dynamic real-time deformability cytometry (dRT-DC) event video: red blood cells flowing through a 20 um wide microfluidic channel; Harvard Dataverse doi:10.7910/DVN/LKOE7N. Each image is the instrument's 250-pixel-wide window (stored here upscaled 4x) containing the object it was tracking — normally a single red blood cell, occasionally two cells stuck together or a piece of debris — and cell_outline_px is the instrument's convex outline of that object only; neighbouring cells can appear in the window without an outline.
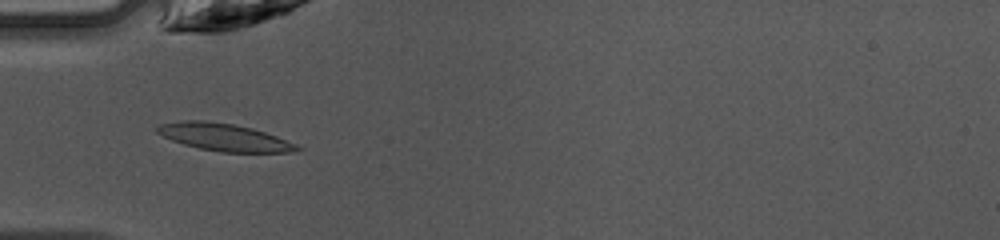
{"species": "common noctule bat (a hibernating species)", "species_latin": "Nyctalus noctula", "temperature_condition": "warm", "stored_images_in_passage": 36, "camera_frame_rate_fps": 3000, "um_per_image_px": 0.085, "animal": {"sex": "female", "body_mass_g": 10.0, "forearm_length_mm": 53.1}, "frame": {"image": 1, "passage_image": 9, "time_ms": 2.667, "image_size_px": [1000, 240], "cell_outline_px": [[304, 148], [296, 152], [220, 152], [200, 148], [184, 144], [172, 140], [156, 132], [156, 128], [160, 124], [180, 120], [204, 120], [232, 124], [252, 128], [276, 136], [296, 144]], "centroid_in_image_um": [19.07, 11.66], "position_along_channel_um": 65.9, "area_um2": 22.2}}
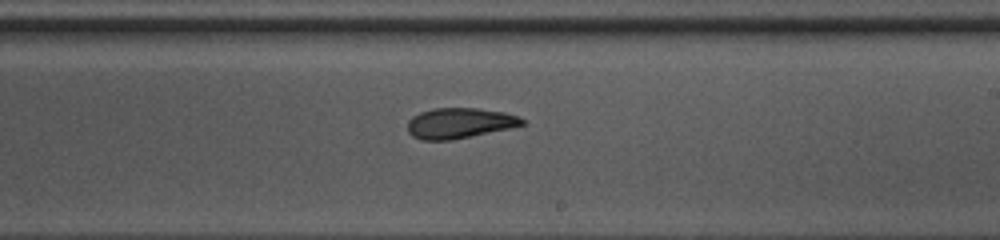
{"frame": {"image": 2, "passage_image": 22, "time_ms": 7.0, "image_size_px": [1000, 240], "cell_outline_px": [[528, 124], [452, 140], [420, 140], [412, 136], [408, 132], [408, 120], [412, 116], [420, 112], [432, 108], [476, 108], [504, 112], [516, 116], [524, 120]], "centroid_in_image_um": [39.03, 10.46], "position_along_channel_um": 250.0, "area_um2": 20.35}}
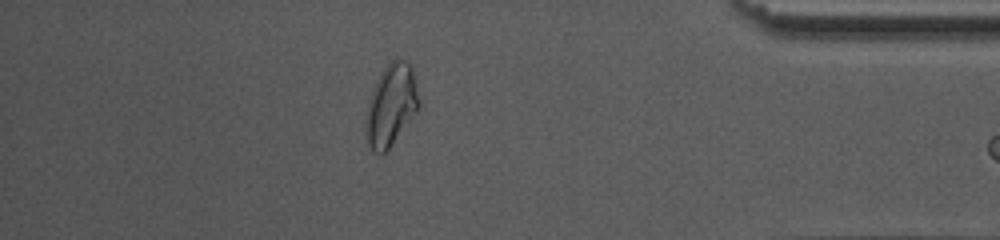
{"frame": {"image": 3, "passage_image": 35, "time_ms": 11.333, "image_size_px": [1000, 240], "cell_outline_px": [[420, 108], [388, 148], [380, 156], [372, 152], [368, 144], [364, 120], [368, 100], [372, 88], [384, 68], [396, 56], [400, 56], [412, 64], [420, 100]], "centroid_in_image_um": [33.24, 8.89], "position_along_channel_um": 402.0, "area_um2": 25.78}}